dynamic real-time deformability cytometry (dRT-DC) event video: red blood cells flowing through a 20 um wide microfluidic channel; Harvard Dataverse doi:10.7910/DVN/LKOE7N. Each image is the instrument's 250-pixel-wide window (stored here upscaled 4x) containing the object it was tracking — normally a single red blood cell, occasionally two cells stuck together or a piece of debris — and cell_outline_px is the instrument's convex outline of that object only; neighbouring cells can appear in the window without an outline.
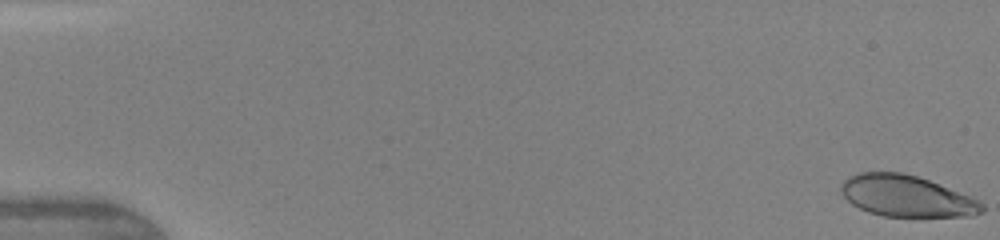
{"species": "human", "species_latin": "Homo sapiens", "temperature_condition": "warm", "stored_images_in_passage": 47, "camera_frame_rate_fps": 3000, "um_per_image_px": 0.085, "donor": {"sex": "female"}, "frame": {"image": 1, "passage_image": 1, "time_ms": 0.0, "image_size_px": [1000, 240], "cell_outline_px": [[984, 212], [972, 216], [884, 216], [868, 212], [852, 204], [840, 192], [840, 184], [848, 176], [860, 172], [900, 172], [916, 176], [928, 180], [968, 196], [984, 204]], "centroid_in_image_um": [77.01, 16.66], "position_along_channel_um": 8.0, "area_um2": 33.64}}
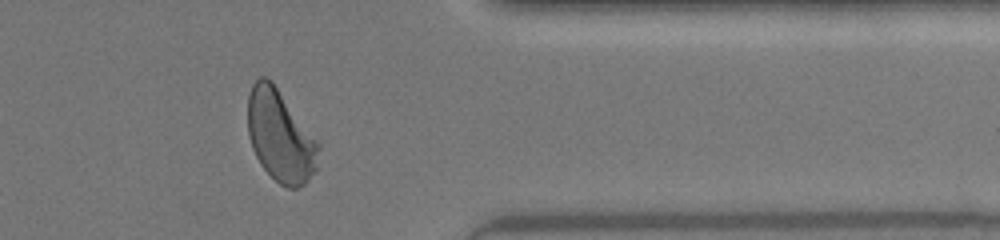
{"frame": {"image": 2, "passage_image": 39, "time_ms": 12.667, "image_size_px": [1000, 240], "cell_outline_px": [[320, 148], [316, 172], [304, 184], [296, 188], [288, 188], [280, 184], [260, 164], [252, 148], [248, 136], [248, 96], [252, 84], [260, 76], [264, 76], [272, 80], [320, 144]], "centroid_in_image_um": [23.83, 11.56], "position_along_channel_um": 387.6, "area_um2": 37.92}}
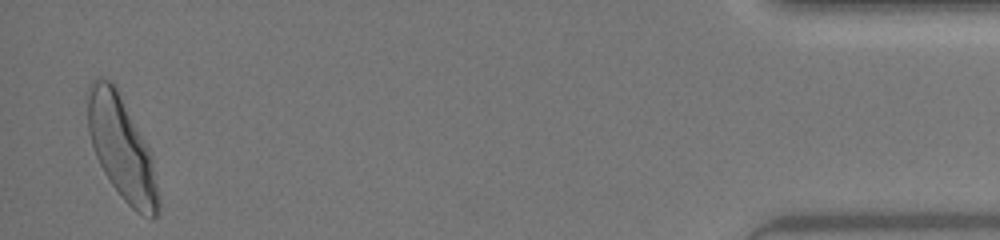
{"frame": {"image": 3, "passage_image": 46, "time_ms": 15.0, "image_size_px": [1000, 240], "cell_outline_px": [[160, 212], [156, 220], [152, 220], [136, 212], [120, 196], [104, 172], [96, 156], [88, 132], [88, 96], [92, 80], [96, 76], [100, 76], [116, 84], [152, 156], [160, 200]], "centroid_in_image_um": [10.37, 12.63], "position_along_channel_um": 424.8, "area_um2": 42.48}, "authors_computed_cell_mechanics": {"area_um2": 37.3388, "velocity_mm_per_s": 4.3748, "shape_relaxation_time_tau1_ms": 3.4151, "shape_relaxation_time_tau2_ms": null, "deformation_change_tau1": 0.1819, "deformation_change_tau2": null}}